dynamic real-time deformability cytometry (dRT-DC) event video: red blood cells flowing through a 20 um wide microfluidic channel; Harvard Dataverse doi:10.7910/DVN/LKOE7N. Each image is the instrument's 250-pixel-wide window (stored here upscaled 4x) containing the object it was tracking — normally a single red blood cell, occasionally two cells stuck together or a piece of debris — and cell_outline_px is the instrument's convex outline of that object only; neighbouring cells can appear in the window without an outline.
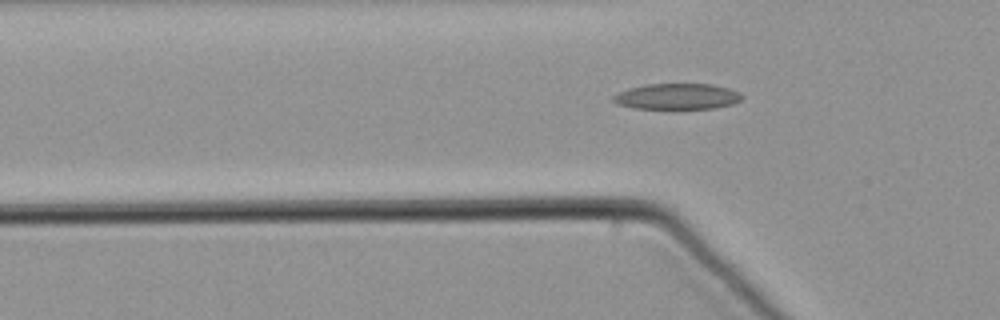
{"species": "common noctule bat (a hibernating species)", "species_latin": "Nyctalus noctula", "temperature_condition": "warm", "stored_images_in_passage": 2, "camera_frame_rate_fps": 3000, "um_per_image_px": 0.085, "animal": {"sex": "male", "body_mass_g": 21.5, "forearm_length_mm": 52.0}, "frame": {"image": 1, "passage_image": 2, "time_ms": 0.333, "image_size_px": [1000, 320], "cell_outline_px": [[744, 96], [740, 100], [732, 104], [716, 108], [672, 112], [632, 108], [616, 104], [612, 100], [612, 96], [620, 92], [632, 88], [648, 84], [712, 84], [728, 88], [740, 92]], "centroid_in_image_um": [57.56, 8.26], "position_along_channel_um": 68.2, "area_um2": 20.46}}